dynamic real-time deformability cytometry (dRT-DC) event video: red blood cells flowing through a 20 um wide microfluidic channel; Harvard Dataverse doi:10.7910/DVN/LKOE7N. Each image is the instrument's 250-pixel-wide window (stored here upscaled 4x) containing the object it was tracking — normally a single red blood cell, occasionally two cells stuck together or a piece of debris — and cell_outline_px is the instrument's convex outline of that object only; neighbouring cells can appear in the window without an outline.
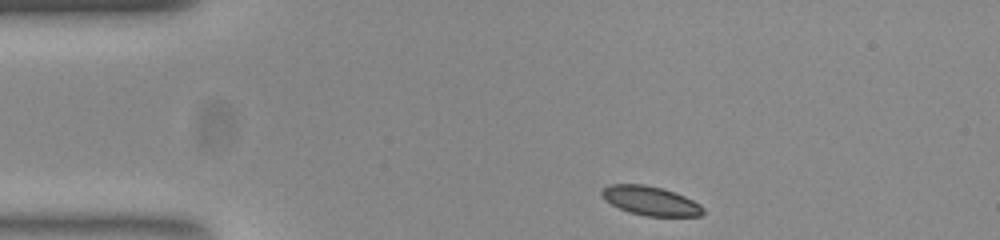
{"species": "common noctule bat (a hibernating species)", "species_latin": "Nyctalus noctula", "temperature_condition": "room temperature", "stored_images_in_passage": 46, "camera_frame_rate_fps": 3000, "um_per_image_px": 0.085, "animal": {"sex": "female", "body_mass_g": 23.0, "forearm_length_mm": 53.4}, "frame": {"image": 1, "passage_image": 1, "time_ms": 0.0, "image_size_px": [1000, 240], "cell_outline_px": [[704, 212], [700, 216], [648, 216], [628, 212], [612, 204], [600, 192], [608, 184], [644, 184], [660, 188], [684, 196], [700, 204], [704, 208]], "centroid_in_image_um": [55.31, 17.07], "position_along_channel_um": 29.7, "area_um2": 16.88}}
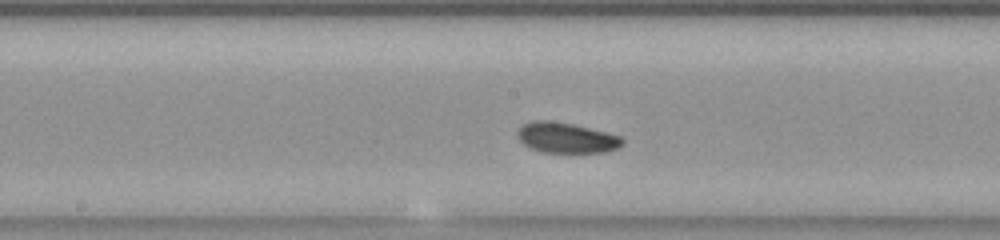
{"frame": {"image": 2, "passage_image": 19, "time_ms": 6.0, "image_size_px": [1000, 240], "cell_outline_px": [[624, 144], [616, 148], [604, 152], [544, 152], [532, 148], [524, 144], [520, 140], [516, 132], [524, 124], [532, 120], [552, 120], [572, 124], [620, 136], [624, 140]], "centroid_in_image_um": [48.12, 11.7], "position_along_channel_um": 200.1, "area_um2": 18.32}}
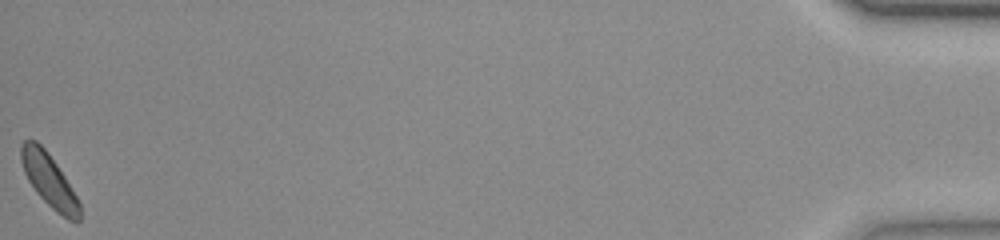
{"frame": {"image": 3, "passage_image": 46, "time_ms": 15.0, "image_size_px": [1000, 240], "cell_outline_px": [[80, 220], [76, 224], [68, 220], [56, 212], [36, 192], [28, 180], [24, 172], [20, 160], [20, 144], [28, 136], [36, 140], [48, 152], [64, 176], [76, 196], [80, 204]], "centroid_in_image_um": [4.14, 15.3], "position_along_channel_um": 431.1, "area_um2": 18.21}}